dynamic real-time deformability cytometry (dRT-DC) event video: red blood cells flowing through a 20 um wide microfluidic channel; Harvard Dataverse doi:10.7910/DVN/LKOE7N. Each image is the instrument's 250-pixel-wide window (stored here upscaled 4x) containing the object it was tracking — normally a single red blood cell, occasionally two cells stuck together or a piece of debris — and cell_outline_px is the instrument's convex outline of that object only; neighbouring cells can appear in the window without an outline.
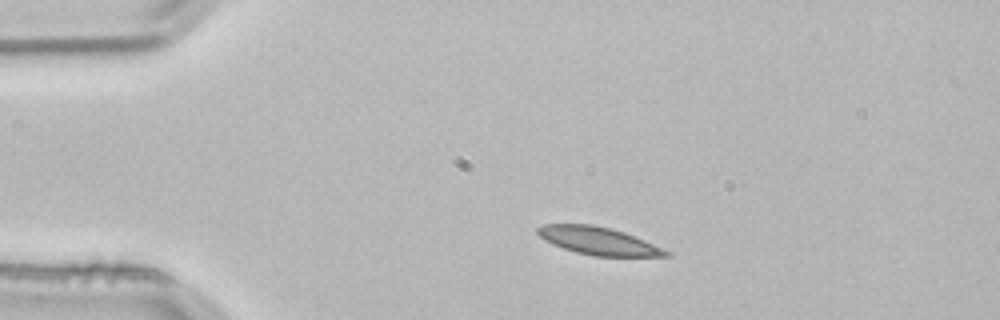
{"species": "common noctule bat (a hibernating species)", "species_latin": "Nyctalus noctula", "temperature_condition": "room temperature", "stored_images_in_passage": 1, "camera_frame_rate_fps": 3000, "um_per_image_px": 0.085, "animal": {"sex": "male", "body_mass_g": 21.5, "forearm_length_mm": 52.0}, "frame": {"image": 1, "passage_image": 1, "time_ms": 0.0, "image_size_px": [1000, 320], "cell_outline_px": [[672, 256], [592, 256], [576, 252], [552, 244], [544, 240], [536, 232], [536, 228], [544, 224], [592, 224], [624, 232], [644, 240], [672, 252]], "centroid_in_image_um": [50.85, 20.48], "position_along_channel_um": 34.1, "area_um2": 20.63}}